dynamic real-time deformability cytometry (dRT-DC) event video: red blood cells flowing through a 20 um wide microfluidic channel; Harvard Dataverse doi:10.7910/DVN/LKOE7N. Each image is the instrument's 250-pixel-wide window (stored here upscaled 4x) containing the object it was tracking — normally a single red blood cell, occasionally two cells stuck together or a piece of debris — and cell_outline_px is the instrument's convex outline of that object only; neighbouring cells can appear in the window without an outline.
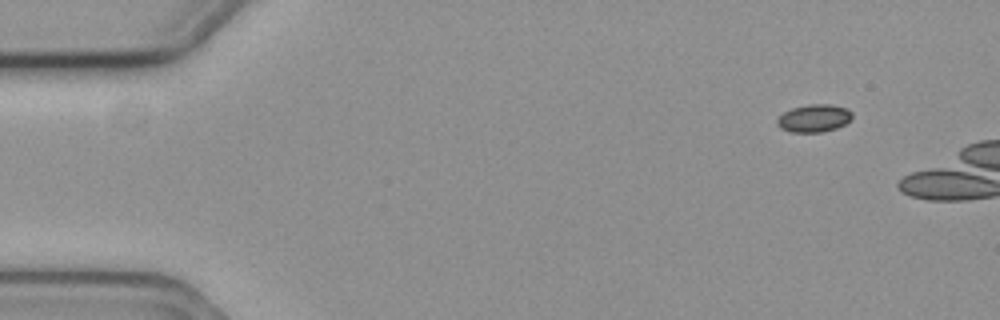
{"species": "common noctule bat (a hibernating species)", "species_latin": "Nyctalus noctula", "temperature_condition": "cold", "stored_images_in_passage": 4, "camera_frame_rate_fps": 3000, "um_per_image_px": 0.085, "animal": {"sex": "female", "body_mass_g": 19.3, "forearm_length_mm": 54.1}, "frame": {"image": 1, "passage_image": 1, "time_ms": 0.0, "image_size_px": [1000, 320], "cell_outline_px": [[852, 116], [844, 124], [836, 128], [820, 132], [792, 132], [780, 128], [776, 124], [776, 120], [784, 112], [792, 108], [808, 104], [832, 104], [848, 108], [852, 112]], "centroid_in_image_um": [69.18, 10.04], "position_along_channel_um": 15.8, "area_um2": 12.08}}